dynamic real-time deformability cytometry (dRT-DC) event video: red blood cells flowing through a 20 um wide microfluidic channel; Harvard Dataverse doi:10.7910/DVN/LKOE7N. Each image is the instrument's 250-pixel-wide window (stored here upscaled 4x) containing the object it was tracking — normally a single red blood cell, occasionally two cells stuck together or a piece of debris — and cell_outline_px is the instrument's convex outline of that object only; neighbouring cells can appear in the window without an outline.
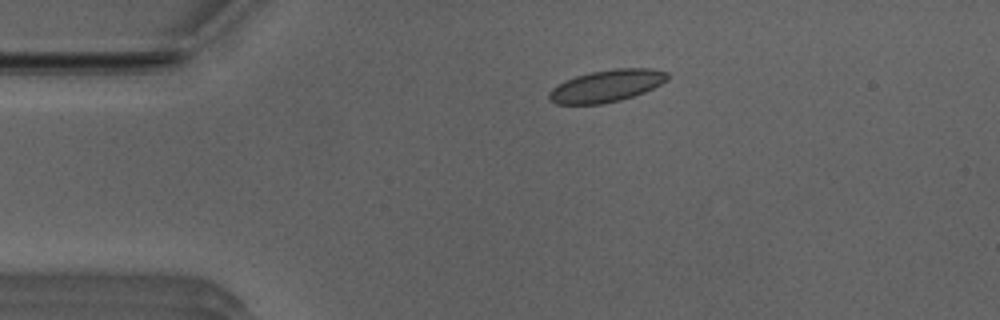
{"species": "Egyptian fruit bat (a non-hibernating species)", "species_latin": "Rousettus aegyptiacus", "temperature_condition": "room temperature", "stored_images_in_passage": 45, "camera_frame_rate_fps": 3000, "um_per_image_px": 0.085, "animal": {"sex": "male"}, "frame": {"image": 1, "passage_image": 3, "time_ms": 0.667, "image_size_px": [1000, 320], "cell_outline_px": [[668, 80], [644, 92], [620, 100], [604, 104], [556, 104], [548, 100], [548, 92], [552, 88], [564, 80], [576, 76], [592, 72], [616, 68], [652, 68], [668, 72]], "centroid_in_image_um": [51.54, 7.3], "position_along_channel_um": 33.5, "area_um2": 22.2}}
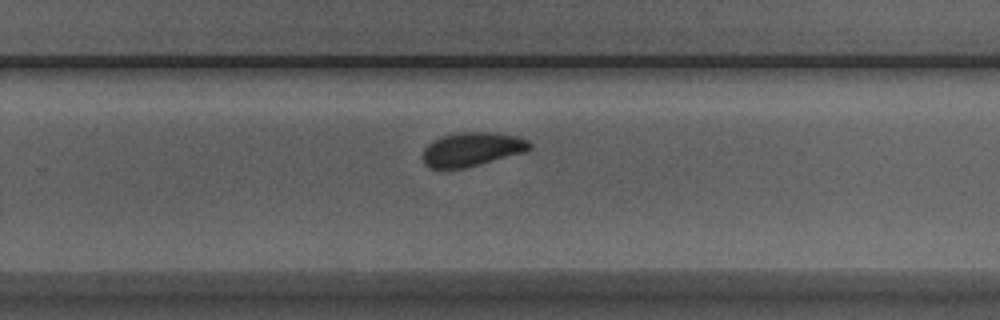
{"frame": {"image": 2, "passage_image": 26, "time_ms": 8.333, "image_size_px": [1000, 320], "cell_outline_px": [[532, 148], [524, 152], [464, 168], [428, 168], [424, 164], [424, 148], [432, 140], [440, 136], [460, 132], [492, 132], [516, 136], [528, 140], [532, 144]], "centroid_in_image_um": [40.11, 12.67], "position_along_channel_um": 289.7, "area_um2": 21.04}}
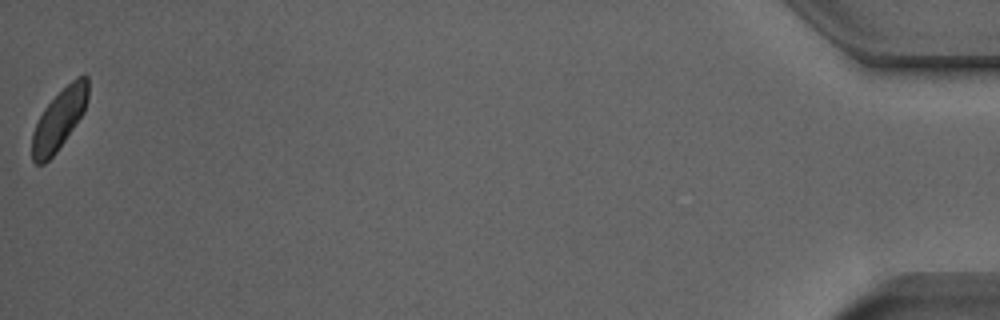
{"frame": {"image": 3, "passage_image": 45, "time_ms": 14.667, "image_size_px": [1000, 320], "cell_outline_px": [[88, 96], [84, 112], [56, 152], [44, 164], [36, 164], [32, 160], [32, 132], [44, 108], [76, 76], [84, 72], [88, 76]], "centroid_in_image_um": [5.04, 10.12], "position_along_channel_um": 430.2, "area_um2": 19.48}, "authors_computed_cell_mechanics": {"area_um2": 21.1548, "velocity_mm_per_s": 3.8723, "shape_relaxation_time_tau1_ms": 2.3148, "shape_relaxation_time_tau2_ms": 3.2129, "deformation_change_tau1": 0.0786, "deformation_change_tau2": 0.0632}}